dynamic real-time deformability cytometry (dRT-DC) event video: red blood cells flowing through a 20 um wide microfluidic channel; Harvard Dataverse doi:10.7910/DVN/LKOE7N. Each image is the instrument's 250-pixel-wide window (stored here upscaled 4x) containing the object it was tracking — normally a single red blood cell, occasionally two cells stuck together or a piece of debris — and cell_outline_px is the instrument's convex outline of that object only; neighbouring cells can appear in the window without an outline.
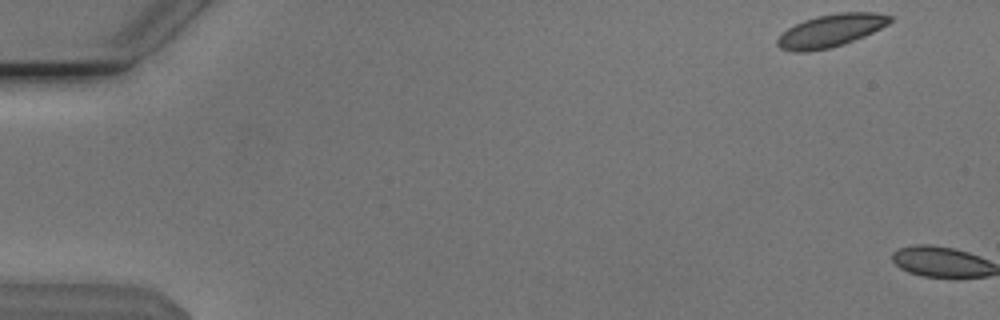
{"species": "Egyptian fruit bat (a non-hibernating species)", "species_latin": "Rousettus aegyptiacus", "temperature_condition": "cold", "stored_images_in_passage": 2, "camera_frame_rate_fps": 3000, "um_per_image_px": 0.085, "animal": {"sex": "male"}, "frame": {"image": 1, "passage_image": 1, "time_ms": 0.0, "image_size_px": [1000, 320], "cell_outline_px": [[896, 16], [888, 24], [864, 36], [844, 44], [828, 48], [804, 52], [792, 52], [780, 48], [776, 44], [776, 40], [788, 28], [804, 20], [816, 16], [840, 12], [876, 12]], "centroid_in_image_um": [70.64, 2.59], "position_along_channel_um": 14.4, "area_um2": 21.44}}